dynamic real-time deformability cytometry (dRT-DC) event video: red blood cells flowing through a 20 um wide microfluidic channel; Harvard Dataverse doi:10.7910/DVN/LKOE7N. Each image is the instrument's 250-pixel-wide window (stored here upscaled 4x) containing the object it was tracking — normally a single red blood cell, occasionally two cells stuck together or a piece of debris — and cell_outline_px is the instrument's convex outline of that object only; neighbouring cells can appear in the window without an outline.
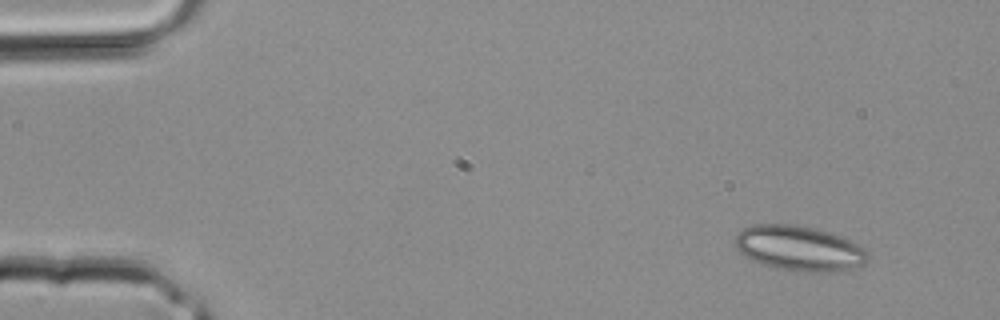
{"species": "common noctule bat (a hibernating species)", "species_latin": "Nyctalus noctula", "temperature_condition": "room temperature", "stored_images_in_passage": 3, "camera_frame_rate_fps": 3000, "um_per_image_px": 0.085, "animal": {"sex": "male", "body_mass_g": 20.4}, "frame": {"image": 1, "passage_image": 1, "time_ms": 0.0, "image_size_px": [1000, 320], "cell_outline_px": [[868, 260], [864, 264], [848, 268], [820, 272], [808, 272], [776, 268], [752, 260], [744, 256], [736, 248], [736, 236], [744, 228], [752, 224], [796, 224], [816, 228], [840, 236], [864, 248], [868, 252]], "centroid_in_image_um": [67.91, 21.09], "position_along_channel_um": 17.1, "area_um2": 34.45}}